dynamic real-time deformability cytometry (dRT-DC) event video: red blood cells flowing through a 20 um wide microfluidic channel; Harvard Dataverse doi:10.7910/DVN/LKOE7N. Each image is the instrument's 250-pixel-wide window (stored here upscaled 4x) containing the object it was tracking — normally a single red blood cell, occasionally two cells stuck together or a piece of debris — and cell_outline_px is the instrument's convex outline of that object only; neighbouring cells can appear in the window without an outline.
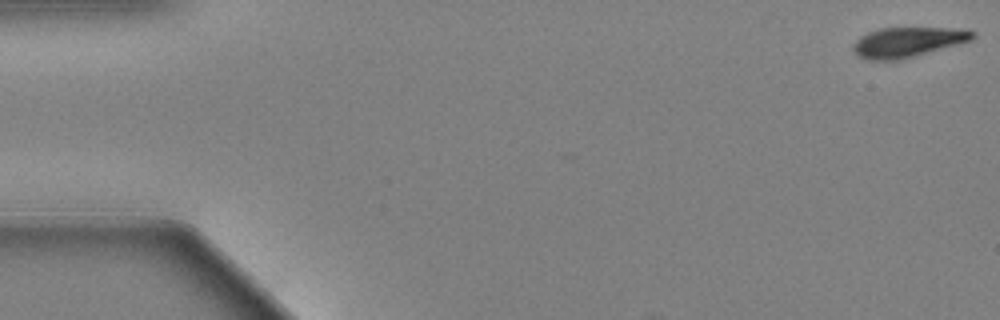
{"species": "Egyptian fruit bat (a non-hibernating species)", "species_latin": "Rousettus aegyptiacus", "temperature_condition": "warm", "stored_images_in_passage": 61, "camera_frame_rate_fps": 3000, "um_per_image_px": 0.085, "animal": {"sex": "female"}, "frame": {"image": 1, "passage_image": 1, "time_ms": 0.0, "image_size_px": [1000, 320], "cell_outline_px": [[976, 36], [972, 40], [912, 56], [896, 60], [864, 60], [852, 48], [856, 40], [860, 36], [868, 32], [880, 28], [944, 28], [976, 32]], "centroid_in_image_um": [77.1, 3.57], "position_along_channel_um": 7.9, "area_um2": 20.35}}
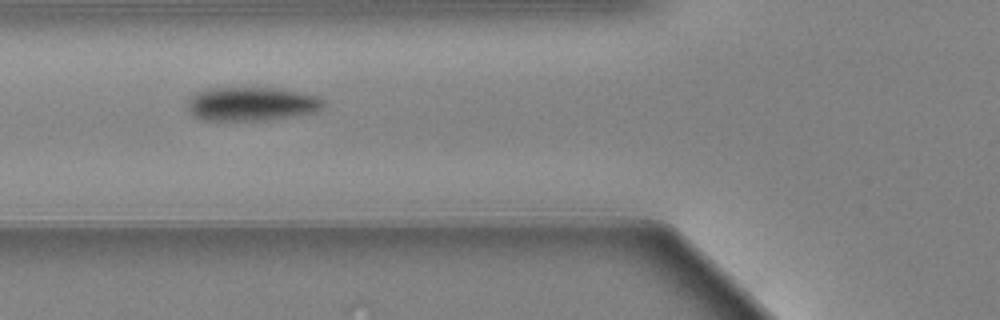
{"frame": {"image": 2, "passage_image": 23, "time_ms": 7.333, "image_size_px": [1000, 320], "cell_outline_px": [[324, 104], [320, 108], [312, 112], [268, 120], [204, 120], [196, 116], [188, 108], [188, 100], [196, 92], [208, 88], [280, 88], [320, 96], [324, 100]], "centroid_in_image_um": [21.39, 8.82], "position_along_channel_um": 104.4, "area_um2": 26.53}}
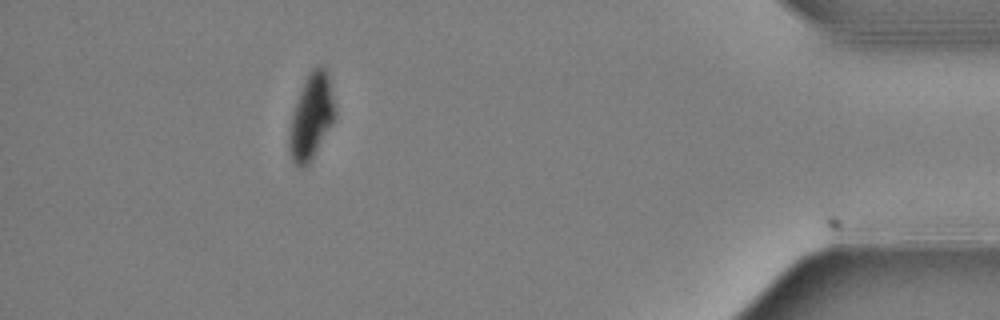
{"frame": {"image": 3, "passage_image": 55, "time_ms": 18.0, "image_size_px": [1000, 320], "cell_outline_px": [[336, 112], [308, 168], [300, 168], [292, 160], [288, 148], [288, 136], [292, 116], [304, 80], [312, 68], [320, 64], [324, 68], [328, 76], [336, 108]], "centroid_in_image_um": [26.44, 9.95], "position_along_channel_um": 408.8, "area_um2": 22.43}, "authors_computed_cell_mechanics": {"area_um2": 24.7962, "velocity_mm_per_s": 3.3562, "shape_relaxation_time_tau1_ms": 2.3083, "shape_relaxation_time_tau2_ms": null, "deformation_change_tau1": 0.128, "deformation_change_tau2": null}}